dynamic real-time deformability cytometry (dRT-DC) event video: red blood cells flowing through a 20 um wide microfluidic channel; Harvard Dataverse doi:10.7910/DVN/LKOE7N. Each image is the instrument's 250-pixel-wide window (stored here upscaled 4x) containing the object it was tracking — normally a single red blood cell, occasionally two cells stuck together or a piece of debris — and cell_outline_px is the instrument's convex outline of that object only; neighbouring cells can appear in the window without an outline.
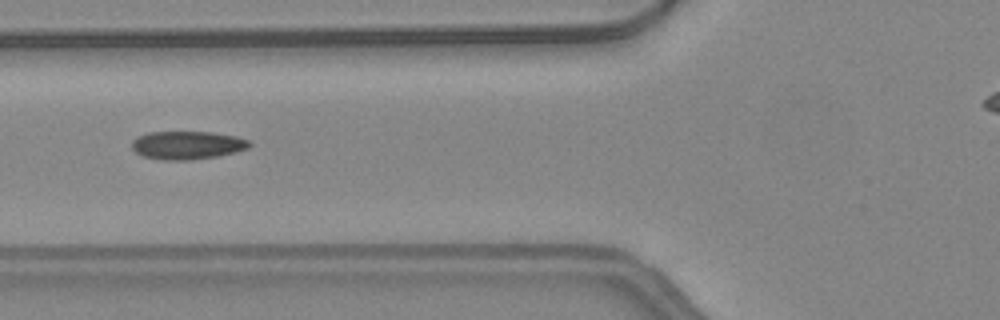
{"species": "common noctule bat (a hibernating species)", "species_latin": "Nyctalus noctula", "temperature_condition": "warm", "stored_images_in_passage": 6, "camera_frame_rate_fps": 3000, "um_per_image_px": 0.085, "animal": {"sex": "female", "body_mass_g": 24.6, "forearm_length_mm": 56.2}, "frame": {"image": 1, "passage_image": 4, "time_ms": 1.0, "image_size_px": [1000, 320], "cell_outline_px": [[252, 144], [248, 148], [236, 152], [216, 156], [192, 160], [164, 160], [144, 156], [136, 152], [132, 148], [132, 140], [136, 136], [148, 132], [212, 132], [236, 136], [248, 140]], "centroid_in_image_um": [15.91, 12.33], "position_along_channel_um": 109.9, "area_um2": 19.36}}